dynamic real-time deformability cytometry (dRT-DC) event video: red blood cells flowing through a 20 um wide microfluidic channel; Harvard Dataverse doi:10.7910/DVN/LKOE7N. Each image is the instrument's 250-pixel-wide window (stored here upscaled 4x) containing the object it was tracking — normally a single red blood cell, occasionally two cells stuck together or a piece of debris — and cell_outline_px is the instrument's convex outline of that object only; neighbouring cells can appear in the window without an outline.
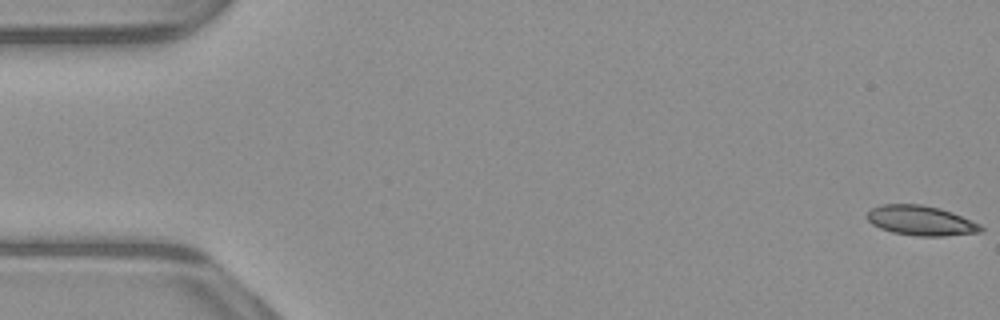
{"species": "common noctule bat (a hibernating species)", "species_latin": "Nyctalus noctula", "temperature_condition": "warm", "stored_images_in_passage": 53, "camera_frame_rate_fps": 3000, "um_per_image_px": 0.085, "animal": {"sex": "male", "body_mass_g": 23.1, "forearm_length_mm": 52.7}, "frame": {"image": 1, "passage_image": 1, "time_ms": 0.0, "image_size_px": [1000, 320], "cell_outline_px": [[984, 228], [980, 232], [944, 236], [920, 236], [892, 232], [880, 228], [872, 224], [868, 220], [868, 212], [872, 208], [880, 204], [920, 204], [940, 208], [952, 212], [980, 224]], "centroid_in_image_um": [78.28, 18.74], "position_along_channel_um": 6.7, "area_um2": 19.65}}
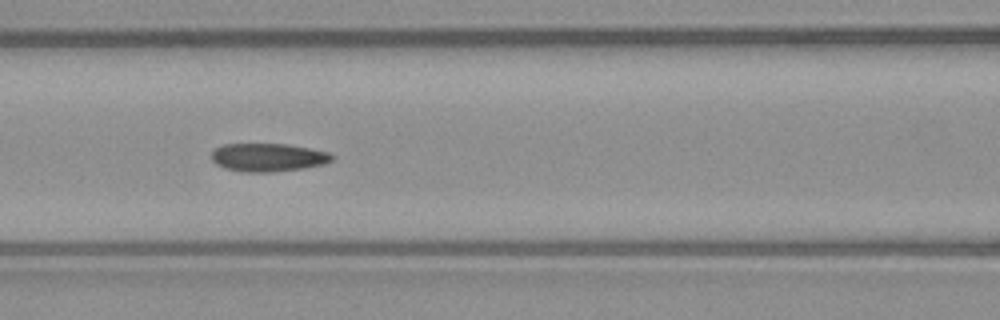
{"frame": {"image": 2, "passage_image": 23, "time_ms": 7.333, "image_size_px": [1000, 320], "cell_outline_px": [[336, 156], [332, 160], [324, 164], [304, 168], [272, 172], [244, 172], [224, 168], [216, 164], [212, 160], [212, 152], [216, 148], [224, 144], [288, 144], [328, 152]], "centroid_in_image_um": [22.8, 13.38], "position_along_channel_um": 143.8, "area_um2": 19.83}}
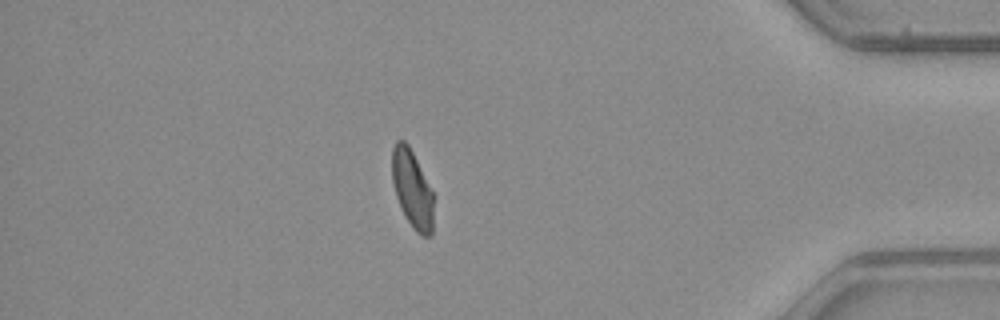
{"frame": {"image": 3, "passage_image": 46, "time_ms": 15.0, "image_size_px": [1000, 320], "cell_outline_px": [[432, 236], [420, 236], [416, 232], [408, 220], [396, 196], [392, 180], [392, 148], [396, 140], [404, 140], [408, 144], [432, 192]], "centroid_in_image_um": [35.01, 16.05], "position_along_channel_um": 400.2, "area_um2": 18.26}, "authors_computed_cell_mechanics": {"area_um2": 19.8254, "velocity_mm_per_s": 3.9071, "shape_relaxation_time_tau1_ms": null, "shape_relaxation_time_tau2_ms": 1.319, "deformation_change_tau1": null, "deformation_change_tau2": 0.069}}